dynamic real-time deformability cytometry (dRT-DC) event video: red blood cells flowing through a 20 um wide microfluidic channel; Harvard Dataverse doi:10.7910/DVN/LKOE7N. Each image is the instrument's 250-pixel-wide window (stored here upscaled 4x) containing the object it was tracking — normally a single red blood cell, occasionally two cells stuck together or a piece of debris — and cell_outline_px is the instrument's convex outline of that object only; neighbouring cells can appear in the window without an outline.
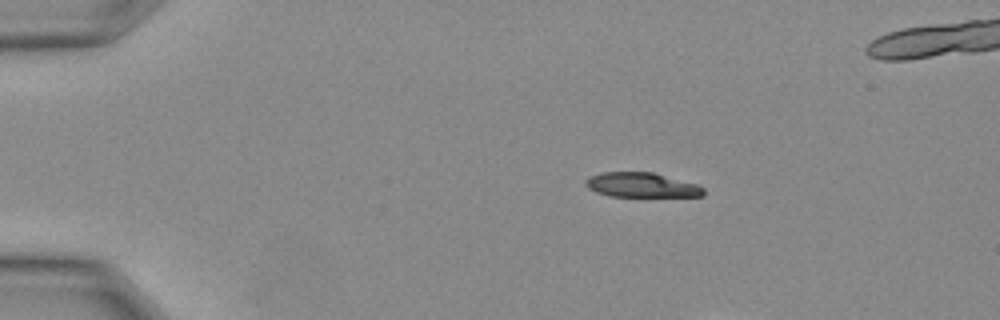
{"species": "Egyptian fruit bat (a non-hibernating species)", "species_latin": "Rousettus aegyptiacus", "temperature_condition": "warm", "stored_images_in_passage": 5, "camera_frame_rate_fps": 3000, "um_per_image_px": 0.085, "animal": {"sex": "female"}, "frame": {"image": 1, "passage_image": 1, "time_ms": 0.0, "image_size_px": [1000, 320], "cell_outline_px": [[704, 196], [612, 196], [596, 192], [588, 188], [584, 184], [584, 180], [588, 176], [600, 172], [652, 172], [696, 184], [704, 188]], "centroid_in_image_um": [54.47, 15.72], "position_along_channel_um": 30.5, "area_um2": 16.88}}